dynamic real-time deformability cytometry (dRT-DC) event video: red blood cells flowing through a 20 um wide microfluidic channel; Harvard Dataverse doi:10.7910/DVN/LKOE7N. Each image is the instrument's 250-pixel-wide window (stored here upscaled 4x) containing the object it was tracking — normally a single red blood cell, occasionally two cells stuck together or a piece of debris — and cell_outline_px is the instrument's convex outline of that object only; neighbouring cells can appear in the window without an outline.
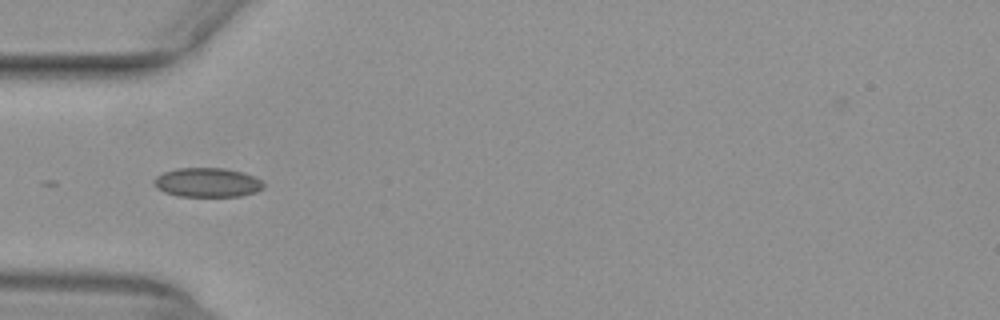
{"species": "common noctule bat (a hibernating species)", "species_latin": "Nyctalus noctula", "temperature_condition": "warm", "stored_images_in_passage": 5, "camera_frame_rate_fps": 3000, "um_per_image_px": 0.085, "animal": {"sex": "female", "body_mass_g": 29.2, "forearm_length_mm": 56.3}, "frame": {"image": 1, "passage_image": 1, "time_ms": 0.0, "image_size_px": [1000, 320], "cell_outline_px": [[264, 188], [256, 192], [240, 196], [180, 196], [164, 192], [156, 188], [152, 184], [152, 180], [156, 176], [164, 172], [176, 168], [224, 168], [244, 172], [256, 176], [264, 184]], "centroid_in_image_um": [17.62, 15.5], "position_along_channel_um": 67.4, "area_um2": 18.9}}